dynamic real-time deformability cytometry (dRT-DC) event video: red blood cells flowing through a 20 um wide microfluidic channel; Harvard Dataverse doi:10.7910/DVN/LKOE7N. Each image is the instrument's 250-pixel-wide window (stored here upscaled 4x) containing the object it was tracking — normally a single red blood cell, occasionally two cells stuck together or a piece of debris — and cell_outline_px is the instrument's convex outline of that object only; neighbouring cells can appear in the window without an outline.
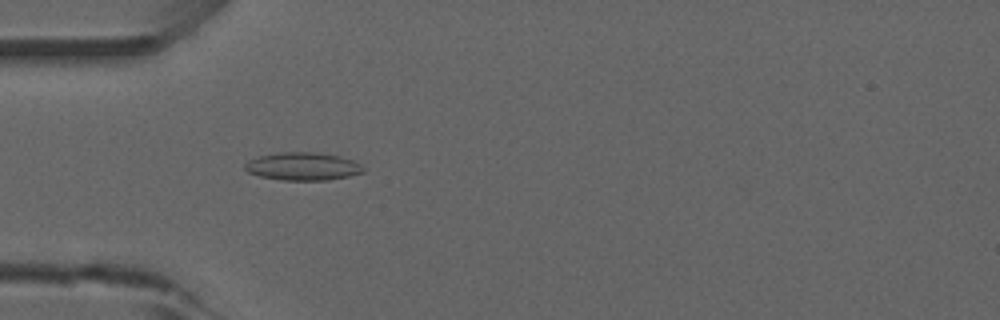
{"species": "common noctule bat (a hibernating species)", "species_latin": "Nyctalus noctula", "temperature_condition": "room temperature", "stored_images_in_passage": 52, "camera_frame_rate_fps": 3000, "um_per_image_px": 0.085, "animal": {"sex": "male", "forearm_length_mm": 52.5}, "frame": {"image": 1, "passage_image": 16, "time_ms": 5.0, "image_size_px": [1000, 320], "cell_outline_px": [[364, 172], [348, 176], [328, 180], [284, 180], [260, 176], [248, 172], [244, 168], [244, 164], [248, 160], [260, 156], [280, 152], [316, 152], [340, 156], [352, 160], [360, 164], [364, 168]], "centroid_in_image_um": [25.74, 14.14], "position_along_channel_um": 59.3, "area_um2": 19.19}}
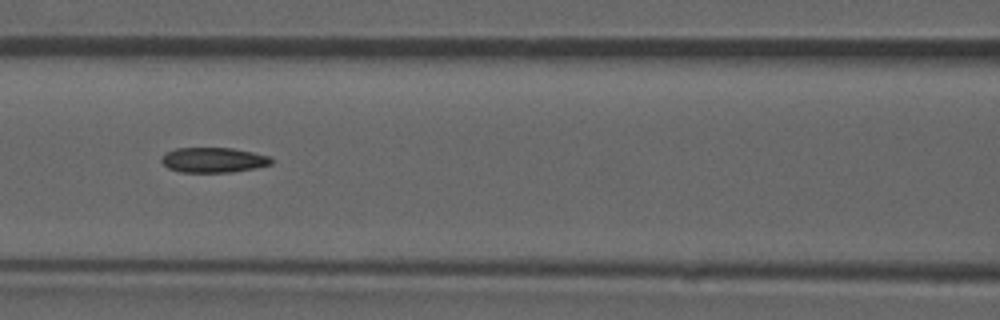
{"frame": {"image": 2, "passage_image": 23, "time_ms": 7.333, "image_size_px": [1000, 320], "cell_outline_px": [[272, 164], [256, 168], [232, 172], [180, 172], [168, 168], [160, 160], [168, 152], [176, 148], [232, 148], [252, 152], [268, 156], [272, 160]], "centroid_in_image_um": [18.15, 13.6], "position_along_channel_um": 148.4, "area_um2": 15.9}, "authors_computed_cell_mechanics": {"area_um2": 16.5886, "velocity_mm_per_s": 3.9442, "shape_relaxation_time_tau1_ms": null, "shape_relaxation_time_tau2_ms": 7.2176, "deformation_change_tau1": null, "deformation_change_tau2": 0.1436}}